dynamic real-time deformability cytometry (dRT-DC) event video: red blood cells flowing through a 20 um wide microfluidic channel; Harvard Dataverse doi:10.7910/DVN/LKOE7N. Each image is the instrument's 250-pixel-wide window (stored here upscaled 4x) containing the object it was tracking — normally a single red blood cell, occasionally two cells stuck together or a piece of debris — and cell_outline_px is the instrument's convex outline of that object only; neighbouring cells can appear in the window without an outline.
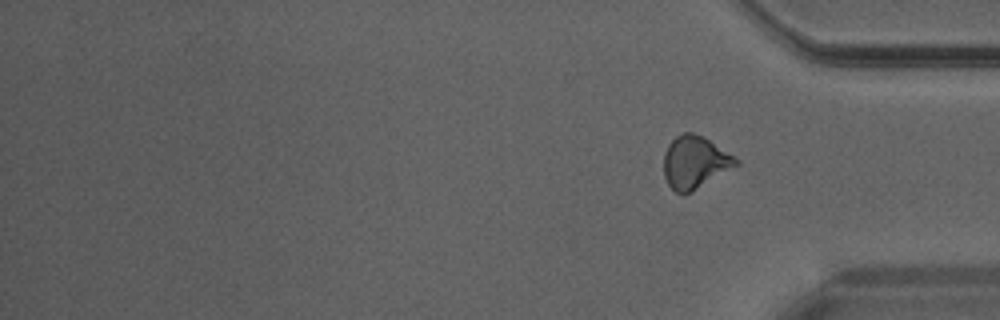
{"species": "Egyptian fruit bat (a non-hibernating species)", "species_latin": "Rousettus aegyptiacus", "temperature_condition": "warm", "stored_images_in_passage": 28, "camera_frame_rate_fps": 3000, "um_per_image_px": 0.085, "animal": {"sex": "male"}, "frame": {"image": 1, "passage_image": 28, "time_ms": 9.0, "image_size_px": [1000, 320], "cell_outline_px": [[740, 164], [688, 192], [676, 192], [668, 184], [664, 176], [664, 152], [668, 144], [676, 136], [684, 132], [692, 132], [704, 136], [740, 160]], "centroid_in_image_um": [59.06, 13.74], "position_along_channel_um": 376.1, "area_um2": 21.73}}